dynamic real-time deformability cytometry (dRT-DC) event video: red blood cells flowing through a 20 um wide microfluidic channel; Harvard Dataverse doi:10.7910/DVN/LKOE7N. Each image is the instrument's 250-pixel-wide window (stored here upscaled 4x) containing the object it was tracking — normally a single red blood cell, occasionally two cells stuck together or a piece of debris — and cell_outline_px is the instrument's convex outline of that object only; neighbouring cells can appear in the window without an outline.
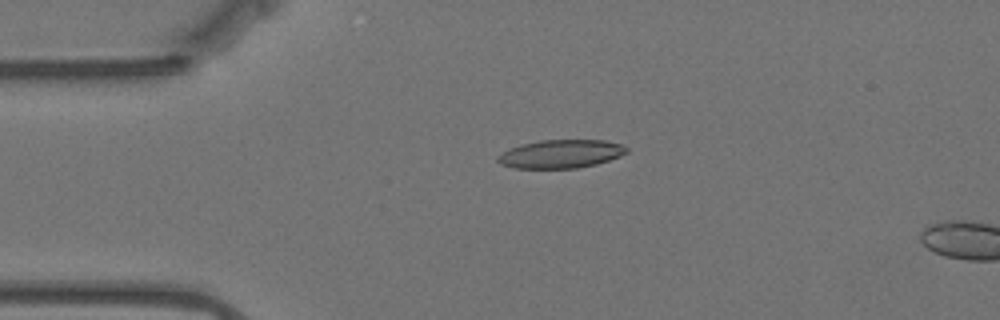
{"species": "Egyptian fruit bat (a non-hibernating species)", "species_latin": "Rousettus aegyptiacus", "temperature_condition": "warm", "stored_images_in_passage": 14, "camera_frame_rate_fps": 3000, "um_per_image_px": 0.085, "animal": {"sex": "female"}, "frame": {"image": 1, "passage_image": 12, "time_ms": 3.667, "image_size_px": [1000, 320], "cell_outline_px": [[628, 152], [620, 156], [596, 164], [576, 168], [512, 168], [500, 164], [496, 160], [496, 156], [512, 148], [524, 144], [540, 140], [604, 140], [624, 144], [628, 148]], "centroid_in_image_um": [47.7, 13.08], "position_along_channel_um": 37.3, "area_um2": 21.27}}